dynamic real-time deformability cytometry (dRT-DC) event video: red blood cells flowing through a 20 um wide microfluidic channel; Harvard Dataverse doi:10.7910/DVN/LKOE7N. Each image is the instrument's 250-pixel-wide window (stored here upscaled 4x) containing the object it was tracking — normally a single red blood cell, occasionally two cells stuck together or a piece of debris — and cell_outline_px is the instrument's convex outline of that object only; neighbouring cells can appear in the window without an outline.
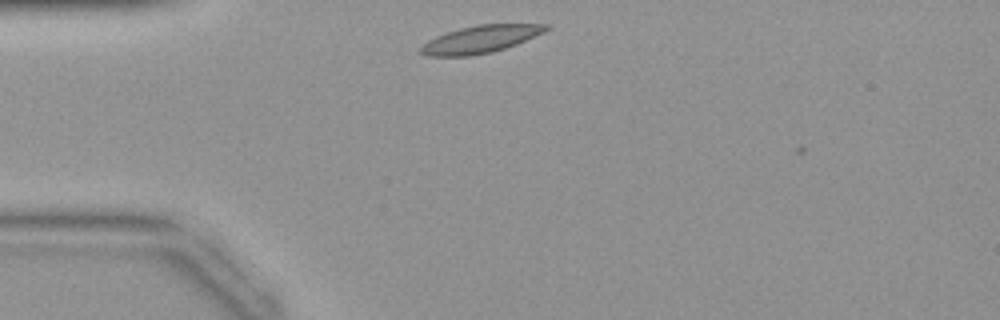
{"species": "common noctule bat (a hibernating species)", "species_latin": "Nyctalus noctula", "temperature_condition": "warm", "stored_images_in_passage": 2, "camera_frame_rate_fps": 3000, "um_per_image_px": 0.085, "animal": {"sex": "female", "body_mass_g": 19.9}, "frame": {"image": 1, "passage_image": 1, "time_ms": 0.0, "image_size_px": [1000, 320], "cell_outline_px": [[552, 28], [544, 32], [516, 44], [492, 52], [472, 56], [424, 56], [416, 52], [428, 40], [436, 36], [460, 28], [476, 24], [552, 24]], "centroid_in_image_um": [40.83, 3.34], "position_along_channel_um": 44.2, "area_um2": 20.17}}